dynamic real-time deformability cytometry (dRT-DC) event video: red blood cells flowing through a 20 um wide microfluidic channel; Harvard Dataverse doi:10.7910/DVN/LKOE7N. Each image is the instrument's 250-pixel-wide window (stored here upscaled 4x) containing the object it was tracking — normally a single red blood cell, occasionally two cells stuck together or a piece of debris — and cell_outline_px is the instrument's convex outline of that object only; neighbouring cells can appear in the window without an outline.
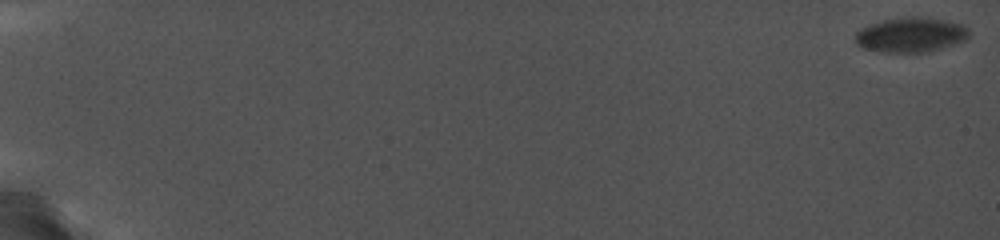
{"species": "common noctule bat (a hibernating species)", "species_latin": "Nyctalus noctula", "temperature_condition": "cold", "stored_images_in_passage": 52, "camera_frame_rate_fps": 5000, "um_per_image_px": 0.085, "animal": {"sex": "female", "body_mass_g": 19.0, "forearm_length_mm": 56.7}, "frame": {"image": 1, "passage_image": 1, "time_ms": 0.0, "image_size_px": [1000, 240], "cell_outline_px": [[968, 36], [964, 40], [928, 52], [884, 52], [864, 48], [856, 44], [856, 32], [860, 28], [884, 20], [908, 16], [924, 16], [944, 20], [960, 24], [968, 28]], "centroid_in_image_um": [77.4, 2.95], "position_along_channel_um": 7.6, "area_um2": 22.83}}
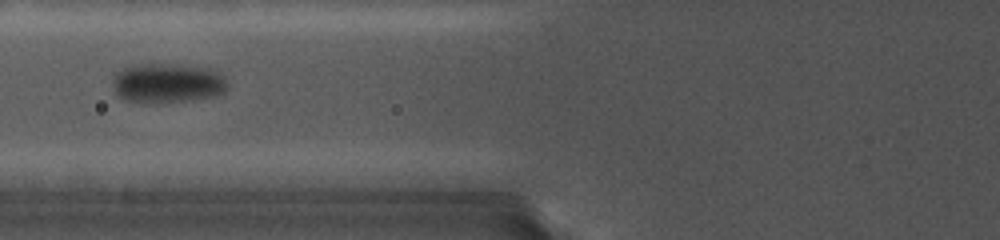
{"frame": {"image": 2, "passage_image": 24, "time_ms": 9.0, "image_size_px": [1000, 240], "cell_outline_px": [[228, 88], [224, 92], [208, 96], [184, 100], [128, 100], [120, 96], [116, 92], [112, 84], [112, 76], [124, 64], [188, 64], [212, 68], [228, 84]], "centroid_in_image_um": [14.19, 6.97], "position_along_channel_um": 111.6, "area_um2": 25.95}}
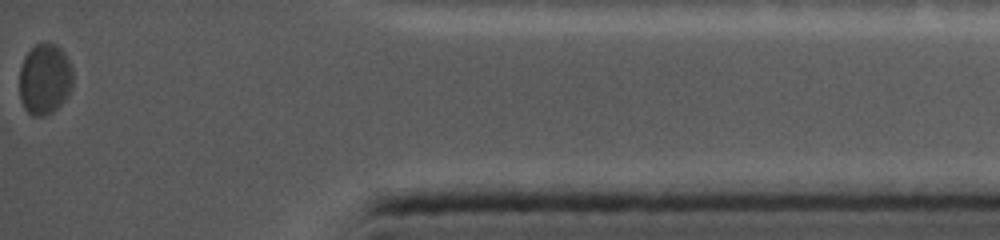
{"frame": {"image": 3, "passage_image": 52, "time_ms": 18.6, "image_size_px": [1000, 240], "cell_outline_px": [[72, 84], [64, 100], [52, 112], [44, 116], [32, 116], [24, 108], [20, 96], [20, 68], [24, 56], [36, 44], [44, 40], [48, 40], [56, 44], [64, 52], [72, 68]], "centroid_in_image_um": [3.79, 6.68], "position_along_channel_um": 431.4, "area_um2": 22.2}}